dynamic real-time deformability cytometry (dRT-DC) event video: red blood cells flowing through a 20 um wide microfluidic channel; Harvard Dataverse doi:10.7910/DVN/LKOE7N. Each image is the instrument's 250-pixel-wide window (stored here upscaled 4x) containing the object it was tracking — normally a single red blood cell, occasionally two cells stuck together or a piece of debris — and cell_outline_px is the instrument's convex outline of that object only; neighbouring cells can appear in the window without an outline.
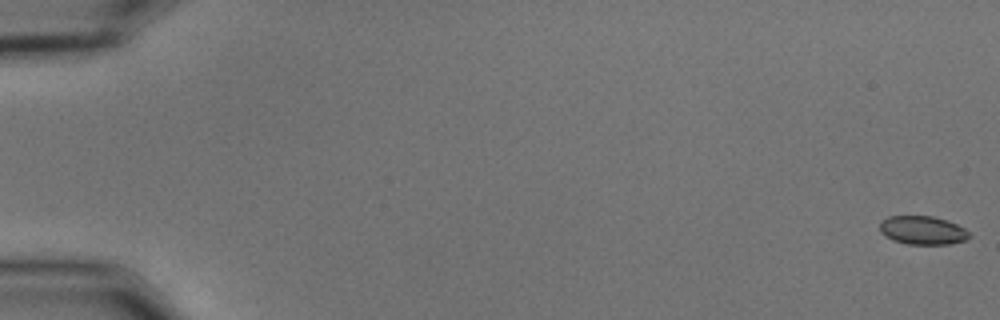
{"species": "common noctule bat (a hibernating species)", "species_latin": "Nyctalus noctula", "temperature_condition": "cold", "stored_images_in_passage": 14, "camera_frame_rate_fps": 3000, "um_per_image_px": 0.085, "animal": {"sex": "male", "body_mass_g": 15.6}, "frame": {"image": 1, "passage_image": 1, "time_ms": 0.0, "image_size_px": [1000, 320], "cell_outline_px": [[972, 236], [964, 240], [948, 244], [908, 244], [892, 240], [880, 232], [880, 220], [888, 216], [932, 216], [948, 220], [964, 228]], "centroid_in_image_um": [78.4, 19.56], "position_along_channel_um": 6.6, "area_um2": 14.91}}